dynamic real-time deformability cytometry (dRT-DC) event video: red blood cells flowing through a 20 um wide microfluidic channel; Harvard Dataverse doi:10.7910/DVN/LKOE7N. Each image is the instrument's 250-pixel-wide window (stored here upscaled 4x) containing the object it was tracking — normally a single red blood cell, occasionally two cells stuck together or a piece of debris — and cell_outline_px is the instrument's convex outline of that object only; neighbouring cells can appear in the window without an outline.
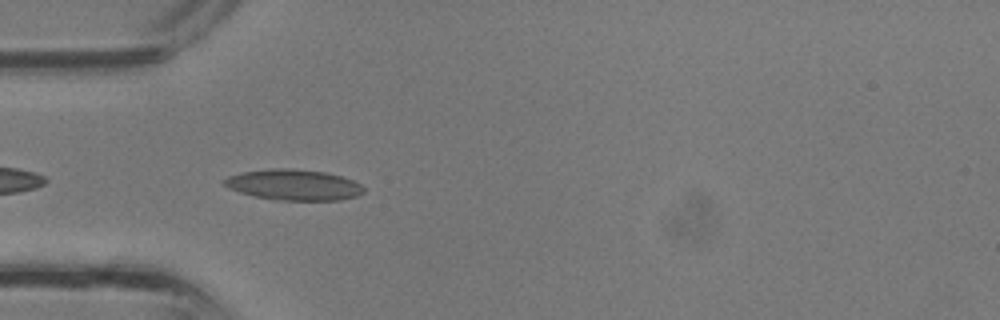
{"species": "common noctule bat (a hibernating species)", "species_latin": "Nyctalus noctula", "temperature_condition": "room temperature", "stored_images_in_passage": 35, "camera_frame_rate_fps": 3000, "um_per_image_px": 0.085, "animal": {"sex": "male", "body_mass_g": 13.3}, "frame": {"image": 1, "passage_image": 10, "time_ms": 3.0, "image_size_px": [1000, 320], "cell_outline_px": [[364, 192], [356, 196], [340, 200], [272, 200], [240, 192], [228, 188], [220, 180], [228, 176], [244, 172], [268, 168], [292, 168], [324, 172], [340, 176], [352, 180], [360, 184], [364, 188]], "centroid_in_image_um": [24.93, 15.71], "position_along_channel_um": 60.1, "area_um2": 25.03}}
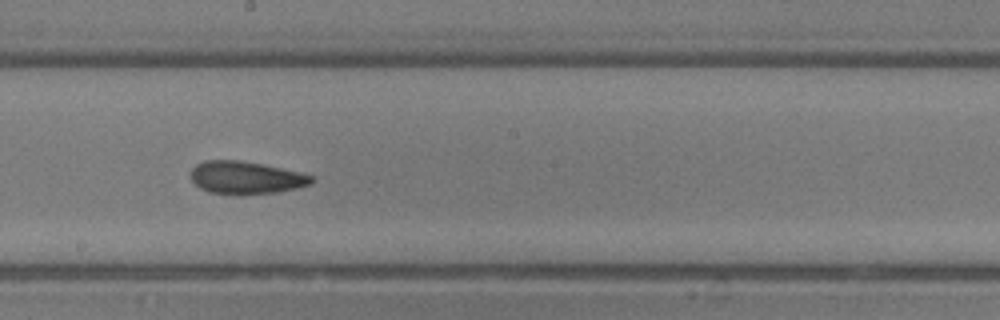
{"frame": {"image": 2, "passage_image": 19, "time_ms": 6.0, "image_size_px": [1000, 320], "cell_outline_px": [[312, 184], [280, 192], [240, 196], [236, 196], [208, 192], [200, 188], [192, 180], [192, 168], [196, 164], [204, 160], [240, 160], [264, 164], [300, 172], [312, 176]], "centroid_in_image_um": [20.9, 15.12], "position_along_channel_um": 227.3, "area_um2": 23.41}}
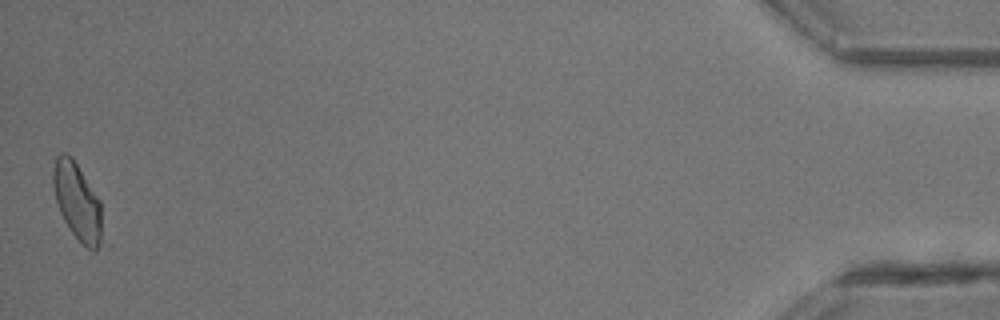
{"frame": {"image": 3, "passage_image": 35, "time_ms": 11.333, "image_size_px": [1000, 320], "cell_outline_px": [[100, 244], [92, 252], [72, 232], [64, 220], [60, 212], [56, 200], [52, 184], [52, 172], [56, 156], [60, 152], [68, 152], [72, 156], [100, 200]], "centroid_in_image_um": [6.52, 17.04], "position_along_channel_um": 428.7, "area_um2": 21.68}}